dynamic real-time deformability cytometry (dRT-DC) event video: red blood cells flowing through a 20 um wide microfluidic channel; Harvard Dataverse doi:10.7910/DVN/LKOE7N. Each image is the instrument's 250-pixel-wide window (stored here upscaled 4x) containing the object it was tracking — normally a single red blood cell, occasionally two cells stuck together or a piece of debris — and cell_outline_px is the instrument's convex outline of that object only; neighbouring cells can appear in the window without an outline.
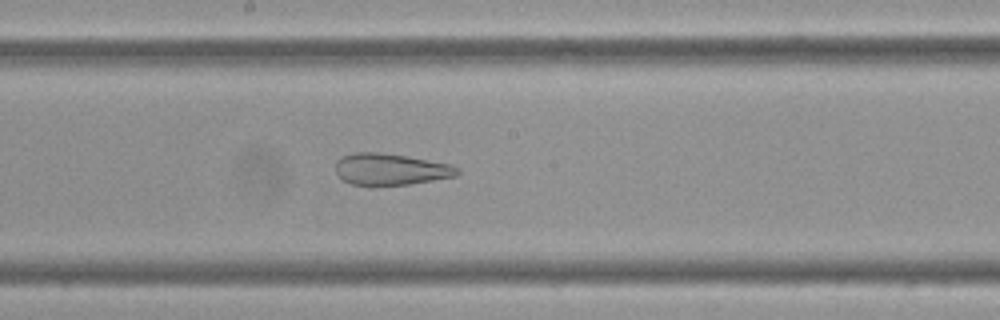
{"species": "Egyptian fruit bat (a non-hibernating species)", "species_latin": "Rousettus aegyptiacus", "temperature_condition": "cold", "stored_images_in_passage": 56, "camera_frame_rate_fps": 3000, "um_per_image_px": 0.085, "frame": {"image": 1, "passage_image": 29, "time_ms": 9.333, "image_size_px": [1000, 320], "cell_outline_px": [[460, 172], [456, 176], [408, 184], [376, 188], [372, 188], [352, 184], [340, 180], [336, 172], [336, 160], [340, 156], [356, 152], [380, 152], [404, 156], [448, 164], [460, 168]], "centroid_in_image_um": [33.11, 14.43], "position_along_channel_um": 215.1, "area_um2": 22.95}}
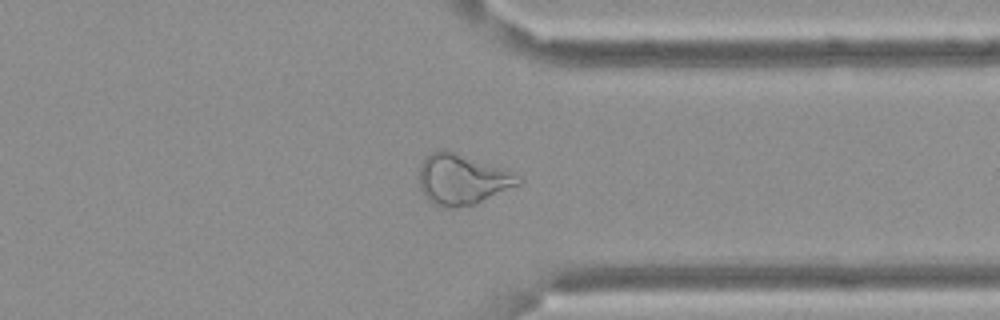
{"frame": {"image": 2, "passage_image": 43, "time_ms": 14.0, "image_size_px": [1000, 320], "cell_outline_px": [[524, 180], [520, 184], [476, 204], [456, 208], [444, 208], [432, 204], [424, 196], [420, 188], [420, 168], [424, 160], [432, 152], [440, 148], [444, 148], [504, 168], [520, 176]], "centroid_in_image_um": [39.3, 15.26], "position_along_channel_um": 372.1, "area_um2": 29.48}}
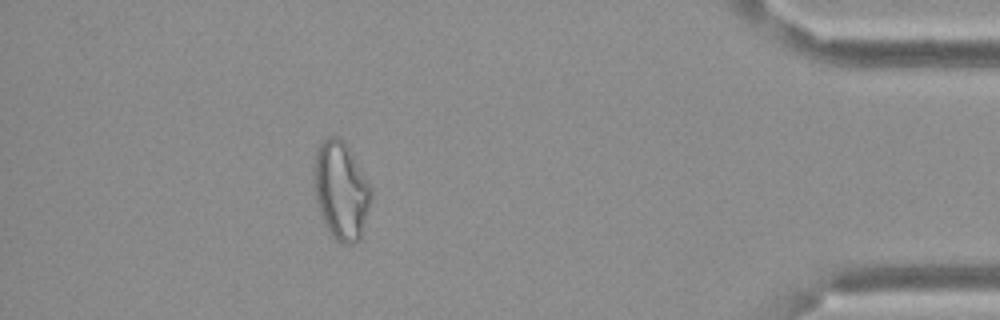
{"frame": {"image": 3, "passage_image": 50, "time_ms": 16.333, "image_size_px": [1000, 320], "cell_outline_px": [[372, 196], [360, 240], [356, 244], [340, 244], [332, 236], [320, 212], [316, 200], [312, 168], [316, 148], [328, 136], [336, 136], [344, 140], [348, 144], [372, 192]], "centroid_in_image_um": [28.97, 16.17], "position_along_channel_um": 406.2, "area_um2": 32.71}}